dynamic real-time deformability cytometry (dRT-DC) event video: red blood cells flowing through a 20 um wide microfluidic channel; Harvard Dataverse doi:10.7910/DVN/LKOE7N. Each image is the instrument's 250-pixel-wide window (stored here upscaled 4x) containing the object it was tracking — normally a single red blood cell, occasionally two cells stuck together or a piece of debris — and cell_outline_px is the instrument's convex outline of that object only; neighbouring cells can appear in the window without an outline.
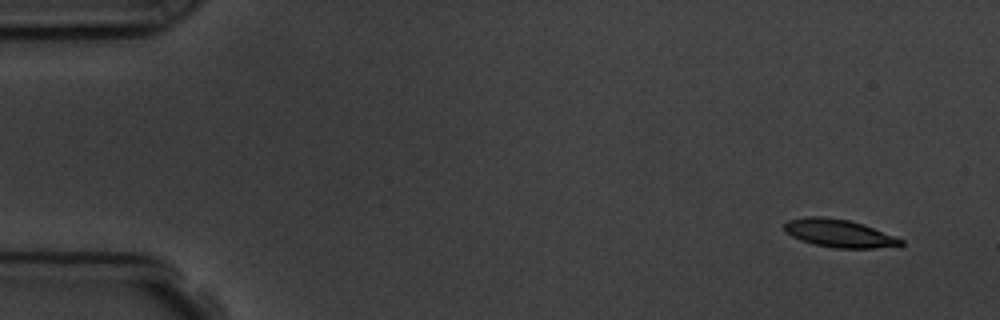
{"species": "common noctule bat (a hibernating species)", "species_latin": "Nyctalus noctula", "temperature_condition": "room temperature", "stored_images_in_passage": 15, "camera_frame_rate_fps": 3000, "um_per_image_px": 0.085, "animal": {"sex": "male", "body_mass_g": 19.5, "forearm_length_mm": 54.6}, "frame": {"image": 1, "passage_image": 1, "time_ms": 0.0, "image_size_px": [1000, 320], "cell_outline_px": [[904, 244], [900, 248], [836, 248], [812, 244], [800, 240], [784, 232], [784, 224], [788, 220], [808, 216], [820, 216], [848, 220], [864, 224], [904, 240]], "centroid_in_image_um": [71.37, 19.85], "position_along_channel_um": 13.6, "area_um2": 19.25}}
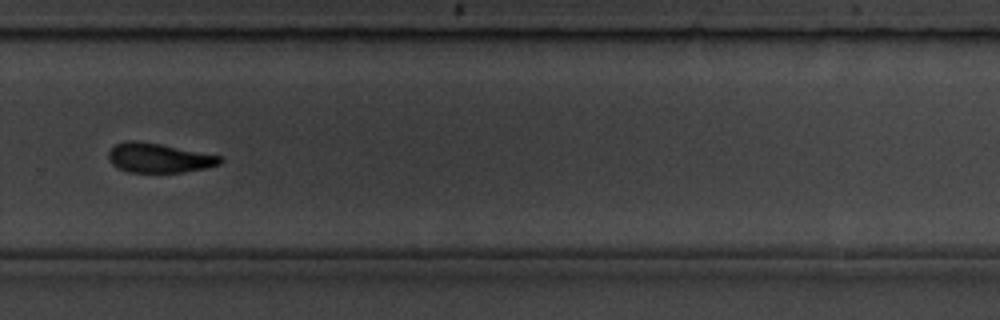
{"frame": {"image": 2, "passage_image": 11, "time_ms": 11.333, "image_size_px": [1000, 320], "cell_outline_px": [[224, 160], [220, 164], [208, 168], [184, 172], [128, 172], [116, 168], [108, 160], [108, 152], [116, 144], [124, 140], [140, 140], [220, 156]], "centroid_in_image_um": [13.47, 13.42], "position_along_channel_um": 316.3, "area_um2": 19.31}}
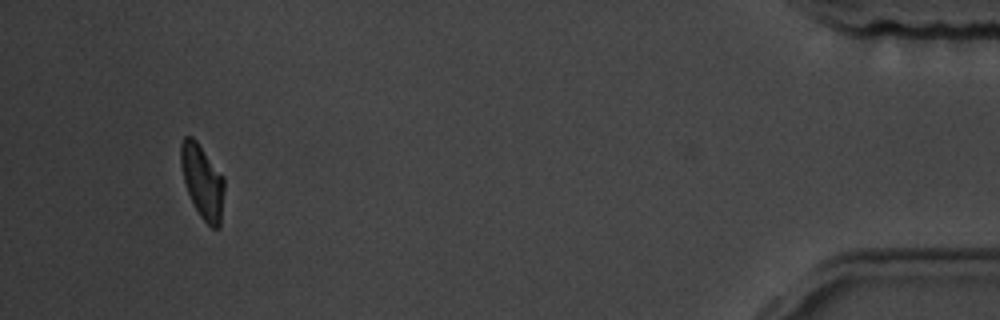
{"frame": {"image": 3, "passage_image": 15, "time_ms": 16.0, "image_size_px": [1000, 320], "cell_outline_px": [[224, 188], [220, 228], [212, 228], [200, 216], [188, 192], [184, 180], [180, 164], [180, 144], [184, 136], [192, 136], [196, 140], [224, 176]], "centroid_in_image_um": [17.21, 15.4], "position_along_channel_um": 418.0, "area_um2": 18.61}, "authors_computed_cell_mechanics": {"area_um2": 19.5364, "velocity_mm_per_s": 3.7354, "shape_relaxation_time_tau1_ms": 1.4369, "shape_relaxation_time_tau2_ms": null, "deformation_change_tau1": 0.09, "deformation_change_tau2": null}}